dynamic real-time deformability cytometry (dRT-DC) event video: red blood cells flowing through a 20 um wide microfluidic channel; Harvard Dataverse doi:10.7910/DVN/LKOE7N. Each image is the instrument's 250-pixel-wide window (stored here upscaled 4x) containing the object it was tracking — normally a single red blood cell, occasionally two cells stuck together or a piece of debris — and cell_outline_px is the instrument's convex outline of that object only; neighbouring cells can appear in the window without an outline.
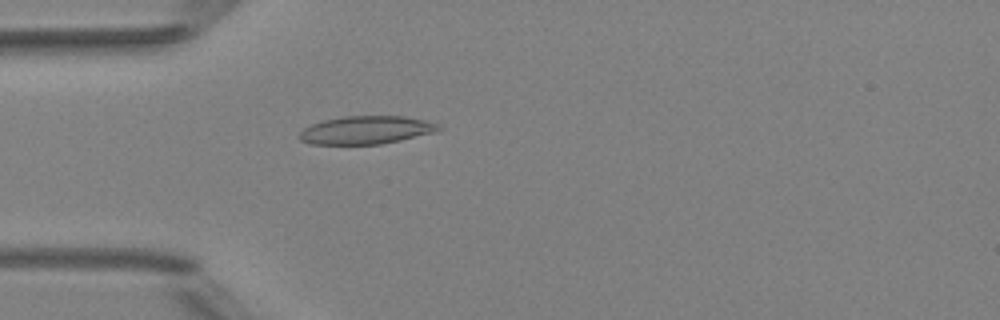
{"species": "Egyptian fruit bat (a non-hibernating species)", "species_latin": "Rousettus aegyptiacus", "temperature_condition": "room temperature", "stored_images_in_passage": 4, "camera_frame_rate_fps": 3000, "um_per_image_px": 0.085, "animal": {"sex": "female"}, "frame": {"image": 1, "passage_image": 4, "time_ms": 4.333, "image_size_px": [1000, 320], "cell_outline_px": [[444, 128], [436, 132], [400, 140], [380, 144], [312, 144], [300, 140], [300, 132], [304, 128], [312, 124], [324, 120], [344, 116], [404, 116], [424, 120], [440, 124]], "centroid_in_image_um": [31.17, 11.05], "position_along_channel_um": 53.8, "area_um2": 22.72}}